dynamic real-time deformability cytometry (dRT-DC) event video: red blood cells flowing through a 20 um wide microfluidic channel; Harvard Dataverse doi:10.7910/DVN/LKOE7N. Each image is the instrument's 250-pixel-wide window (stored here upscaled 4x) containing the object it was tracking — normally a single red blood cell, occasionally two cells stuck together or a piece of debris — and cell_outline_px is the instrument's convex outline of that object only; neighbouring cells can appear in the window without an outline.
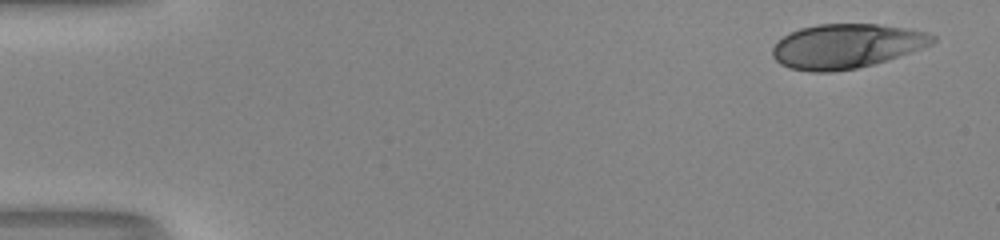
{"species": "human", "species_latin": "Homo sapiens", "temperature_condition": "room temperature", "stored_images_in_passage": 43, "camera_frame_rate_fps": 3000, "um_per_image_px": 0.085, "donor": {"sex": "male"}, "frame": {"image": 1, "passage_image": 1, "time_ms": 0.0, "image_size_px": [1000, 240], "cell_outline_px": [[936, 40], [932, 44], [924, 48], [888, 60], [856, 68], [832, 72], [812, 72], [788, 68], [780, 64], [772, 56], [772, 48], [784, 36], [800, 28], [816, 24], [876, 24], [904, 28], [928, 32], [936, 36]], "centroid_in_image_um": [71.96, 3.92], "position_along_channel_um": 13.0, "area_um2": 41.5}}
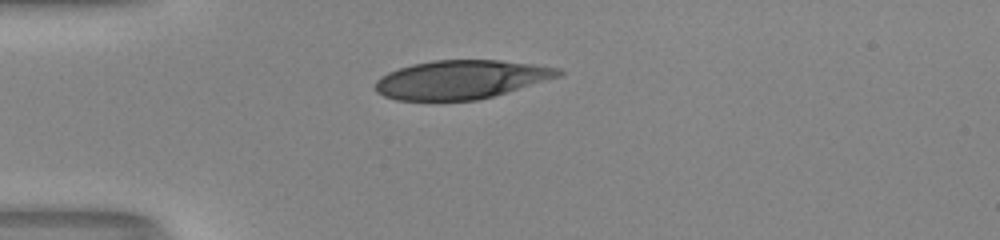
{"frame": {"image": 2, "passage_image": 13, "time_ms": 4.0, "image_size_px": [1000, 240], "cell_outline_px": [[564, 72], [560, 76], [492, 96], [476, 100], [396, 100], [384, 96], [376, 92], [376, 80], [380, 76], [388, 72], [412, 64], [432, 60], [500, 60], [532, 64], [560, 68]], "centroid_in_image_um": [39.16, 6.75], "position_along_channel_um": 45.8, "area_um2": 40.98}}
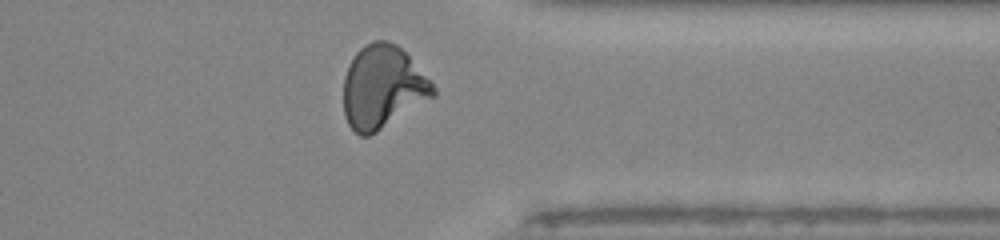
{"frame": {"image": 3, "passage_image": 40, "time_ms": 13.0, "image_size_px": [1000, 240], "cell_outline_px": [[436, 96], [376, 132], [368, 136], [360, 136], [348, 124], [344, 116], [344, 76], [348, 64], [356, 52], [364, 44], [372, 40], [388, 40], [396, 44], [408, 56], [436, 88]], "centroid_in_image_um": [32.51, 7.4], "position_along_channel_um": 378.9, "area_um2": 43.23}, "authors_computed_cell_mechanics": {"area_um2": 41.905, "velocity_mm_per_s": 4.0227, "shape_relaxation_time_tau1_ms": 7.7372, "shape_relaxation_time_tau2_ms": 0.8764, "deformation_change_tau1": 0.274, "deformation_change_tau2": 0.0712}}